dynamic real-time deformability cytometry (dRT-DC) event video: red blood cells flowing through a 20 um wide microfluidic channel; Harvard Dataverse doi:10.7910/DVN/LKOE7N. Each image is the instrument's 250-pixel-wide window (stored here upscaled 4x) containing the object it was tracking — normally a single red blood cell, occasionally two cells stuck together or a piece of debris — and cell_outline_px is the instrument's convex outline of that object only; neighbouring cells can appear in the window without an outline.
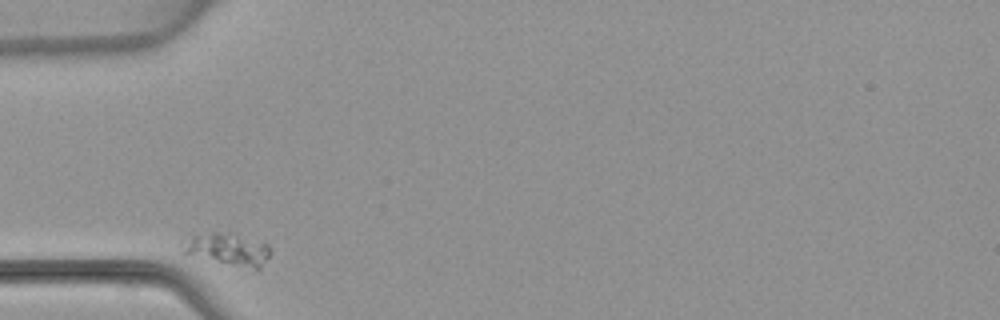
{"species": "common noctule bat (a hibernating species)", "species_latin": "Nyctalus noctula", "temperature_condition": "warm", "stored_images_in_passage": 2, "camera_frame_rate_fps": 3000, "um_per_image_px": 0.085, "animal": {"sex": "female", "body_mass_g": 22.7, "forearm_length_mm": 54.2}, "frame": {"image": 1, "passage_image": 1, "time_ms": 0.0, "image_size_px": [1000, 320], "cell_outline_px": [[272, 252], [260, 268], [252, 268], [180, 252], [180, 240], [192, 236], [212, 232], [216, 232], [236, 236], [268, 244]], "centroid_in_image_um": [19.3, 21.17], "position_along_channel_um": 65.7, "area_um2": 15.66}}